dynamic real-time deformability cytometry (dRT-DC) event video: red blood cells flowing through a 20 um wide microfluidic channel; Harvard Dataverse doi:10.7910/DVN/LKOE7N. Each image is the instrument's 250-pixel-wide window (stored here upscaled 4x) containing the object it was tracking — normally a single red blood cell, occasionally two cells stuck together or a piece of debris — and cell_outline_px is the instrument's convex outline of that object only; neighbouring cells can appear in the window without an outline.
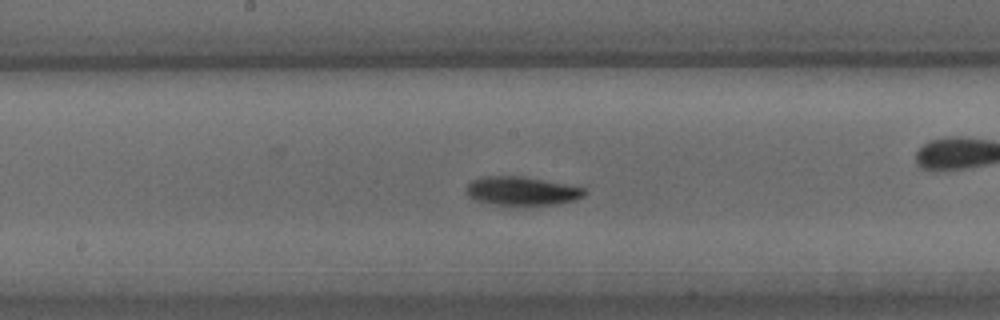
{"species": "common noctule bat (a hibernating species)", "species_latin": "Nyctalus noctula", "temperature_condition": "warm", "stored_images_in_passage": 28, "camera_frame_rate_fps": 3000, "um_per_image_px": 0.085, "animal": {"sex": "male", "body_mass_g": 15.6}, "frame": {"image": 1, "passage_image": 16, "time_ms": 5.0, "image_size_px": [1000, 320], "cell_outline_px": [[588, 192], [584, 196], [576, 200], [556, 204], [520, 208], [516, 208], [492, 204], [476, 200], [468, 196], [468, 184], [472, 180], [480, 176], [524, 176], [588, 188]], "centroid_in_image_um": [44.41, 16.27], "position_along_channel_um": 203.8, "area_um2": 20.69}}